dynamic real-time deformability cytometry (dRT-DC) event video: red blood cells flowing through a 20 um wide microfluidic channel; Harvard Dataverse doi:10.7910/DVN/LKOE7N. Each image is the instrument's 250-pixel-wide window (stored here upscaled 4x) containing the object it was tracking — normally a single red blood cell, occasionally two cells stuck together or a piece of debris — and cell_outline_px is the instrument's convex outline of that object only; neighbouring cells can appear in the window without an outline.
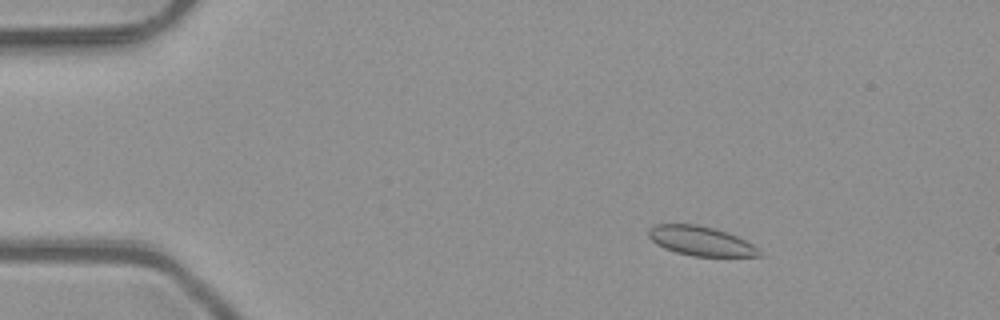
{"species": "common noctule bat (a hibernating species)", "species_latin": "Nyctalus noctula", "temperature_condition": "room temperature", "stored_images_in_passage": 50, "camera_frame_rate_fps": 3000, "um_per_image_px": 0.085, "animal": {"sex": "male", "body_mass_g": 23.1, "forearm_length_mm": 52.7}, "frame": {"image": 1, "passage_image": 7, "time_ms": 2.0, "image_size_px": [1000, 320], "cell_outline_px": [[764, 256], [692, 256], [676, 252], [664, 248], [656, 244], [648, 236], [648, 228], [656, 224], [696, 224], [728, 232], [752, 244]], "centroid_in_image_um": [59.53, 20.48], "position_along_channel_um": 25.5, "area_um2": 18.84}}
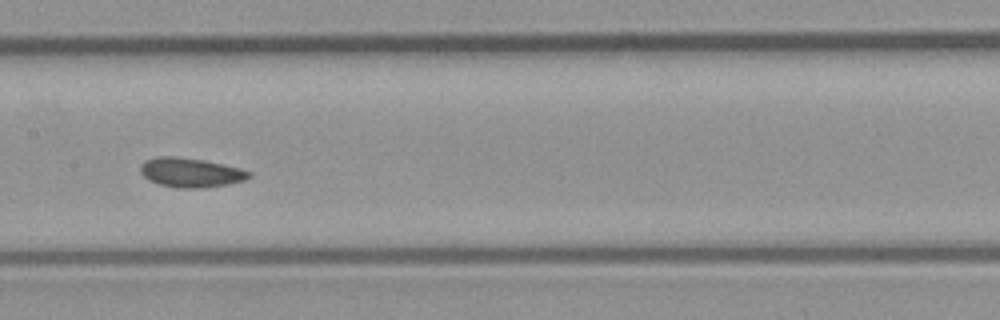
{"frame": {"image": 2, "passage_image": 25, "time_ms": 8.0, "image_size_px": [1000, 320], "cell_outline_px": [[252, 176], [244, 180], [228, 184], [200, 188], [176, 188], [160, 184], [148, 180], [140, 172], [140, 164], [144, 160], [156, 156], [176, 156], [204, 160], [240, 168], [252, 172]], "centroid_in_image_um": [16.18, 14.66], "position_along_channel_um": 191.2, "area_um2": 18.73}}
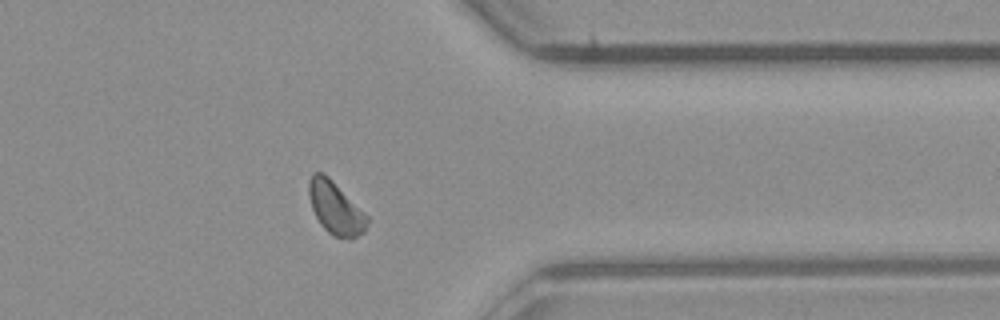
{"frame": {"image": 3, "passage_image": 40, "time_ms": 13.0, "image_size_px": [1000, 320], "cell_outline_px": [[368, 224], [364, 232], [352, 240], [348, 240], [332, 236], [320, 224], [312, 208], [308, 196], [308, 180], [312, 172], [324, 172], [368, 216]], "centroid_in_image_um": [28.51, 17.7], "position_along_channel_um": 382.9, "area_um2": 18.09}, "authors_computed_cell_mechanics": {"area_um2": 18.207, "velocity_mm_per_s": 4.044, "shape_relaxation_time_tau1_ms": 7.0889, "shape_relaxation_time_tau2_ms": null, "deformation_change_tau1": 0.0826, "deformation_change_tau2": null}}